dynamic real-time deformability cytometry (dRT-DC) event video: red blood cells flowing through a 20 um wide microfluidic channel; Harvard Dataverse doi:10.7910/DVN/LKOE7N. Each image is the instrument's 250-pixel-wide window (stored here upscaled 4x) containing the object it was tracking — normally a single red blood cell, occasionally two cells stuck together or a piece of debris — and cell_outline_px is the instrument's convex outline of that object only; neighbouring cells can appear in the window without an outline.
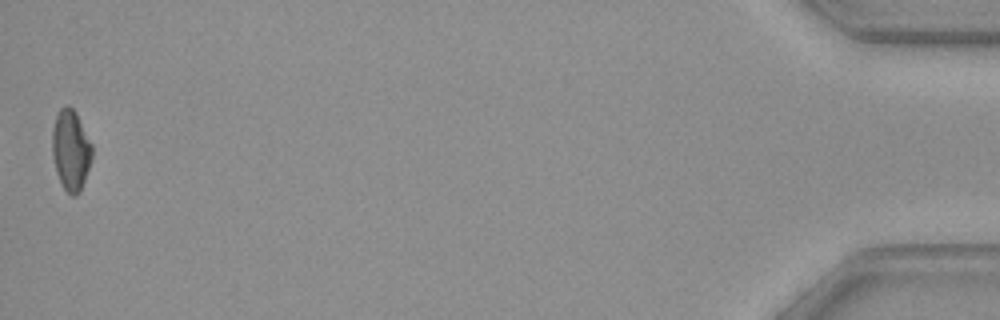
{"species": "common noctule bat (a hibernating species)", "species_latin": "Nyctalus noctula", "temperature_condition": "warm", "stored_images_in_passage": 37, "camera_frame_rate_fps": 3000, "um_per_image_px": 0.085, "animal": {"sex": "female", "body_mass_g": 29.2, "forearm_length_mm": 56.3}, "frame": {"image": 1, "passage_image": 37, "time_ms": 12.0, "image_size_px": [1000, 320], "cell_outline_px": [[92, 160], [80, 192], [76, 196], [72, 196], [60, 184], [56, 172], [52, 152], [52, 128], [56, 116], [60, 108], [64, 104], [68, 104], [76, 112], [92, 144]], "centroid_in_image_um": [6.02, 12.75], "position_along_channel_um": 429.2, "area_um2": 18.96}}